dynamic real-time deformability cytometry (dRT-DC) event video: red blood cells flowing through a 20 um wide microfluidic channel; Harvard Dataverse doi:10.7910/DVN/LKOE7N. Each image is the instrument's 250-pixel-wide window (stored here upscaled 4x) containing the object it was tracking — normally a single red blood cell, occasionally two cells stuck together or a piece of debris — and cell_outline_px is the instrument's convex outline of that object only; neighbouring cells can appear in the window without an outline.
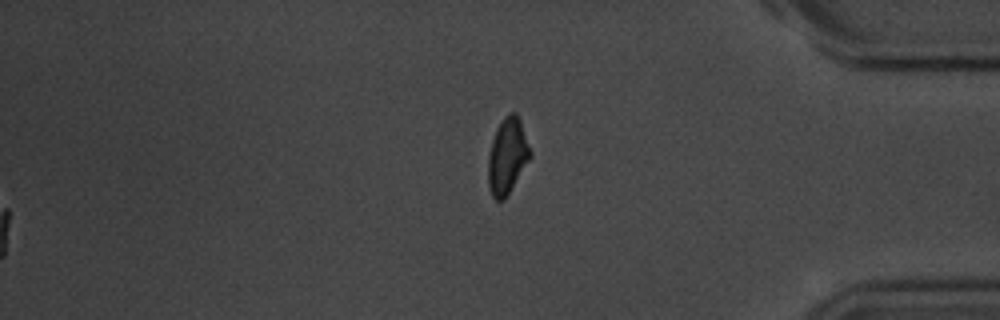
{"species": "common noctule bat (a hibernating species)", "species_latin": "Nyctalus noctula", "temperature_condition": "room temperature", "stored_images_in_passage": 58, "segment_of_instrument_passage": [2, 2], "camera_frame_rate_fps": 3000, "um_per_image_px": 0.085, "animal": {"sex": "male", "body_mass_g": 20.1, "forearm_length_mm": 53.5}, "frame": {"image": 1, "passage_image": 58, "time_ms": 19.0, "image_size_px": [1000, 320], "cell_outline_px": [[532, 156], [504, 200], [496, 200], [492, 196], [488, 188], [488, 156], [492, 140], [496, 128], [500, 120], [508, 112], [516, 112], [520, 120], [532, 152]], "centroid_in_image_um": [43.12, 13.24], "position_along_channel_um": 392.1, "area_um2": 18.79}}